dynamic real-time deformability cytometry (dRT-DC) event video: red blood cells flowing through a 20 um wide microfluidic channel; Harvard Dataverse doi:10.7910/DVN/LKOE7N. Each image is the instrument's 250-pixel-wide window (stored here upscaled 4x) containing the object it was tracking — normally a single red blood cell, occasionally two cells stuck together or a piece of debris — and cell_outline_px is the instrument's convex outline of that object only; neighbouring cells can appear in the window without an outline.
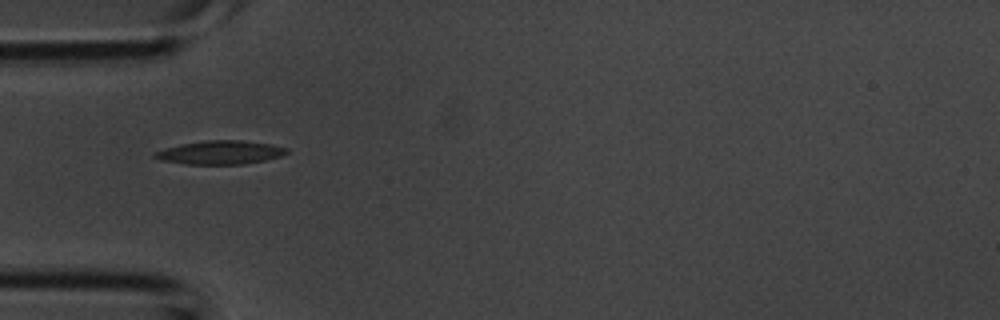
{"species": "common noctule bat (a hibernating species)", "species_latin": "Nyctalus noctula", "temperature_condition": "room temperature", "stored_images_in_passage": 3, "camera_frame_rate_fps": 3000, "um_per_image_px": 0.085, "animal": {"sex": "male", "body_mass_g": 20.1, "forearm_length_mm": 53.5}, "frame": {"image": 1, "passage_image": 3, "time_ms": 0.667, "image_size_px": [1000, 320], "cell_outline_px": [[288, 152], [280, 156], [264, 160], [244, 164], [184, 164], [160, 160], [152, 156], [152, 152], [164, 148], [180, 144], [208, 140], [240, 140], [272, 144], [288, 148]], "centroid_in_image_um": [18.68, 12.96], "position_along_channel_um": 66.3, "area_um2": 18.21}}